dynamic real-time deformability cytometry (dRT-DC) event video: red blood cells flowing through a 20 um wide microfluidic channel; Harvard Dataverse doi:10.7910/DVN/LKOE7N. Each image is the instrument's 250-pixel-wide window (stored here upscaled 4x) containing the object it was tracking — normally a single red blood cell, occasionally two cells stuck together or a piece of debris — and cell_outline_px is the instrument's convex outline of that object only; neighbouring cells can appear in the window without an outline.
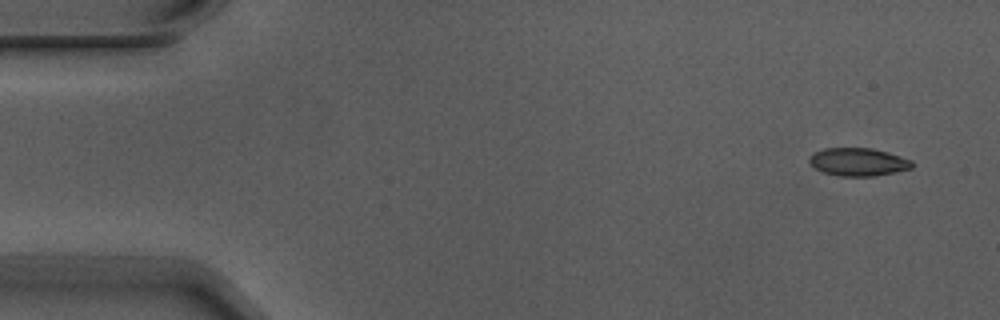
{"species": "Egyptian fruit bat (a non-hibernating species)", "species_latin": "Rousettus aegyptiacus", "temperature_condition": "warm", "stored_images_in_passage": 7, "camera_frame_rate_fps": 3000, "um_per_image_px": 0.085, "animal": {"sex": "male"}, "frame": {"image": 1, "passage_image": 1, "time_ms": 0.0, "image_size_px": [1000, 320], "cell_outline_px": [[916, 164], [912, 168], [896, 172], [872, 176], [840, 176], [824, 172], [808, 164], [808, 156], [824, 148], [872, 148], [888, 152], [912, 160]], "centroid_in_image_um": [72.96, 13.76], "position_along_channel_um": 12.0, "area_um2": 16.88}}
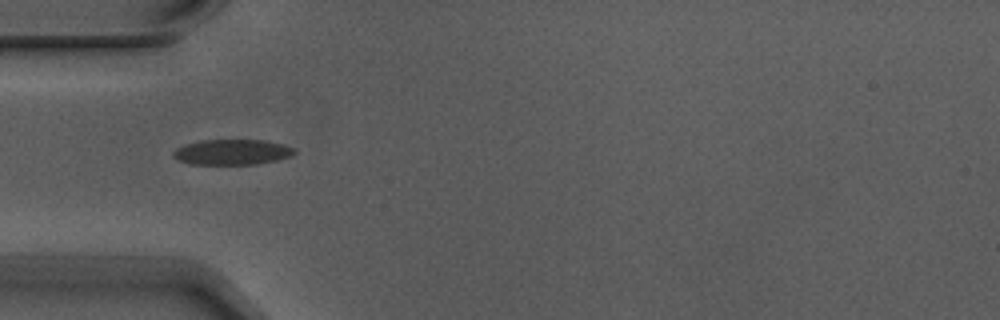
{"frame": {"image": 2, "passage_image": 5, "time_ms": 1.333, "image_size_px": [1000, 320], "cell_outline_px": [[296, 152], [292, 156], [276, 160], [256, 164], [188, 164], [172, 156], [172, 152], [176, 148], [200, 140], [264, 140], [296, 148]], "centroid_in_image_um": [19.74, 12.93], "position_along_channel_um": 65.3, "area_um2": 17.86}}
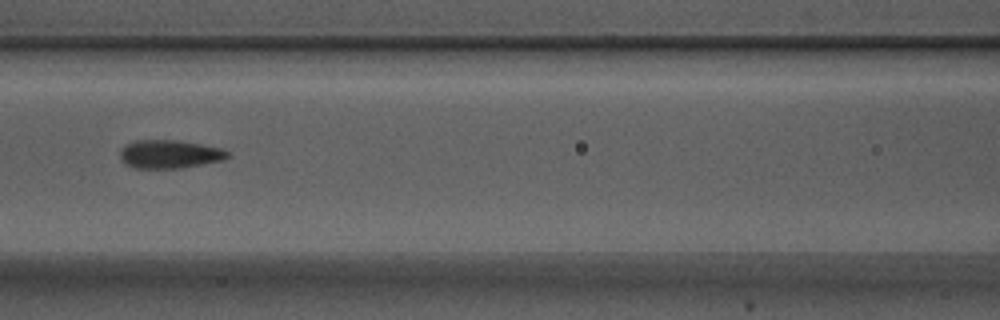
{"frame": {"image": 3, "passage_image": 7, "time_ms": 2.0, "image_size_px": [1000, 320], "cell_outline_px": [[228, 156], [224, 160], [180, 168], [136, 168], [120, 160], [120, 148], [124, 144], [136, 140], [176, 140], [200, 144], [220, 148], [228, 152]], "centroid_in_image_um": [14.37, 13.09], "position_along_channel_um": 152.2, "area_um2": 17.69}}